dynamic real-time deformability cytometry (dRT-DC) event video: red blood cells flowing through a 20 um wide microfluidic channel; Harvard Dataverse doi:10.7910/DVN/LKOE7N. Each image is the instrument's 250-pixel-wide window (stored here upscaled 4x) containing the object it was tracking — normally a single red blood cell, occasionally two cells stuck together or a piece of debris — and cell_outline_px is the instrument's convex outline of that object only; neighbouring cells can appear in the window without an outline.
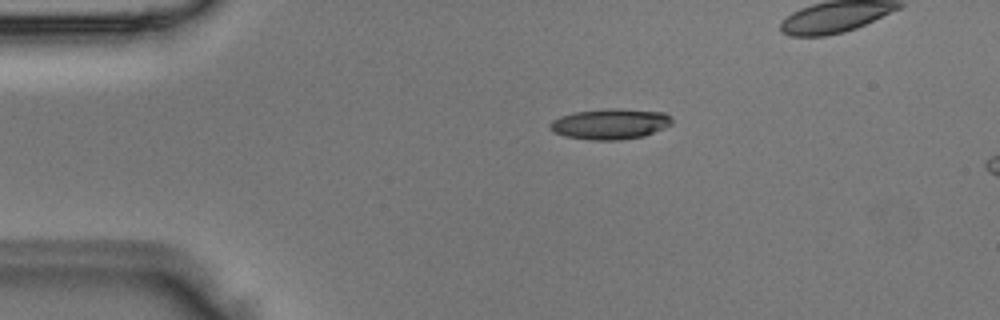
{"species": "Egyptian fruit bat (a non-hibernating species)", "species_latin": "Rousettus aegyptiacus", "temperature_condition": "room temperature", "stored_images_in_passage": 5, "camera_frame_rate_fps": 3000, "um_per_image_px": 0.085, "animal": {"sex": "male"}, "frame": {"image": 1, "passage_image": 3, "time_ms": 0.667, "image_size_px": [1000, 320], "cell_outline_px": [[672, 124], [664, 128], [644, 136], [620, 140], [592, 140], [564, 136], [548, 128], [548, 124], [552, 120], [560, 116], [572, 112], [612, 108], [620, 108], [664, 112], [672, 120]], "centroid_in_image_um": [51.84, 10.53], "position_along_channel_um": 33.2, "area_um2": 21.85}}